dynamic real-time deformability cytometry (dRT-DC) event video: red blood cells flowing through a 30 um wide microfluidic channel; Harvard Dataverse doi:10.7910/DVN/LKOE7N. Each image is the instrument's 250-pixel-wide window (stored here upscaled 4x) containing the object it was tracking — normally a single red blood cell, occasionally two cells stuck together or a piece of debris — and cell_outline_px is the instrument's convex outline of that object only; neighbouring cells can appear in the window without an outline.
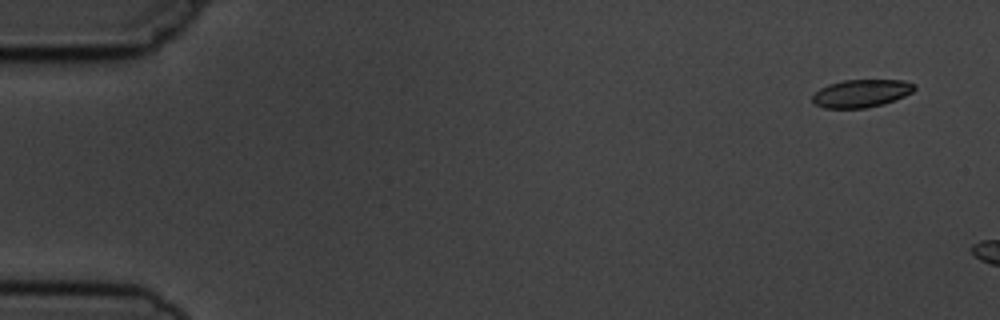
{"species": "common noctule bat (a hibernating species)", "species_latin": "Nyctalus noctula", "temperature_condition": "cold", "stored_images_in_passage": 3, "camera_frame_rate_fps": 3000, "um_per_image_px": 0.085, "animal": {"sex": "male", "body_mass_g": 19.5, "forearm_length_mm": 54.6}, "frame": {"image": 1, "passage_image": 1, "time_ms": 0.0, "image_size_px": [1000, 320], "cell_outline_px": [[916, 88], [912, 92], [904, 96], [884, 104], [864, 108], [824, 108], [816, 104], [812, 100], [812, 96], [820, 88], [828, 84], [844, 80], [904, 80], [916, 84]], "centroid_in_image_um": [73.22, 7.93], "position_along_channel_um": 11.8, "area_um2": 16.53}}